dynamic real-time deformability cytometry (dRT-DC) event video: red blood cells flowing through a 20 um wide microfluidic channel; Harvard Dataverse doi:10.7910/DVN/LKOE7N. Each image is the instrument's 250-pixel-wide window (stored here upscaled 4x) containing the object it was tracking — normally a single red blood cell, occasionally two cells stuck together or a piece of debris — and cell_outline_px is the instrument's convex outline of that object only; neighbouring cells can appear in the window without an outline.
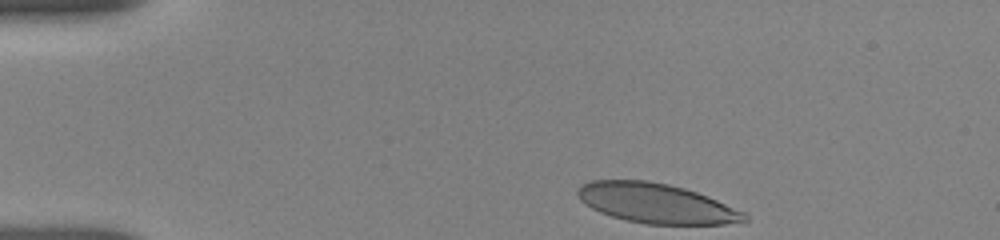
{"species": "human", "species_latin": "Homo sapiens", "temperature_condition": "room temperature", "stored_images_in_passage": 34, "camera_frame_rate_fps": 3000, "um_per_image_px": 0.085, "donor": {"sex": "female"}, "frame": {"image": 1, "passage_image": 1, "time_ms": 0.0, "image_size_px": [1000, 240], "cell_outline_px": [[748, 220], [724, 224], [644, 224], [624, 220], [600, 212], [592, 208], [580, 200], [576, 192], [576, 188], [592, 180], [648, 180], [668, 184], [684, 188], [708, 196], [744, 212], [748, 216]], "centroid_in_image_um": [55.76, 17.28], "position_along_channel_um": 29.2, "area_um2": 38.55}}
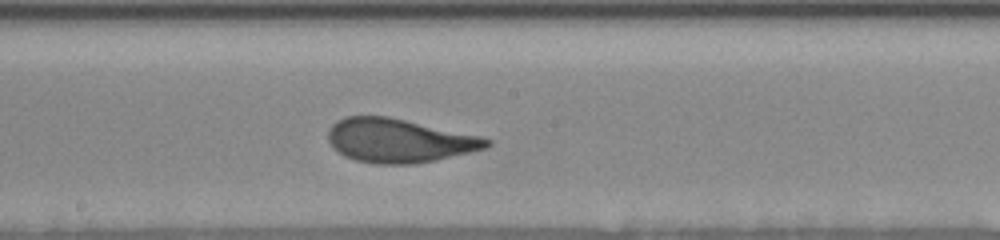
{"frame": {"image": 2, "passage_image": 15, "time_ms": 6.667, "image_size_px": [1000, 240], "cell_outline_px": [[492, 144], [484, 148], [436, 160], [416, 164], [372, 164], [356, 160], [344, 156], [332, 148], [328, 140], [328, 132], [332, 124], [336, 120], [344, 116], [388, 116], [480, 136], [492, 140]], "centroid_in_image_um": [33.86, 11.95], "position_along_channel_um": 214.3, "area_um2": 40.52}}
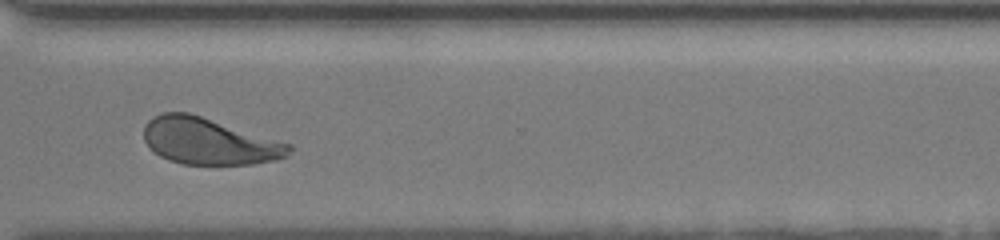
{"frame": {"image": 3, "passage_image": 33, "time_ms": 10.333, "image_size_px": [1000, 240], "cell_outline_px": [[292, 148], [288, 156], [276, 160], [256, 164], [180, 164], [168, 160], [160, 156], [144, 140], [144, 124], [152, 116], [164, 112], [188, 112], [292, 144]], "centroid_in_image_um": [17.77, 12.01], "position_along_channel_um": 352.8, "area_um2": 39.42}}